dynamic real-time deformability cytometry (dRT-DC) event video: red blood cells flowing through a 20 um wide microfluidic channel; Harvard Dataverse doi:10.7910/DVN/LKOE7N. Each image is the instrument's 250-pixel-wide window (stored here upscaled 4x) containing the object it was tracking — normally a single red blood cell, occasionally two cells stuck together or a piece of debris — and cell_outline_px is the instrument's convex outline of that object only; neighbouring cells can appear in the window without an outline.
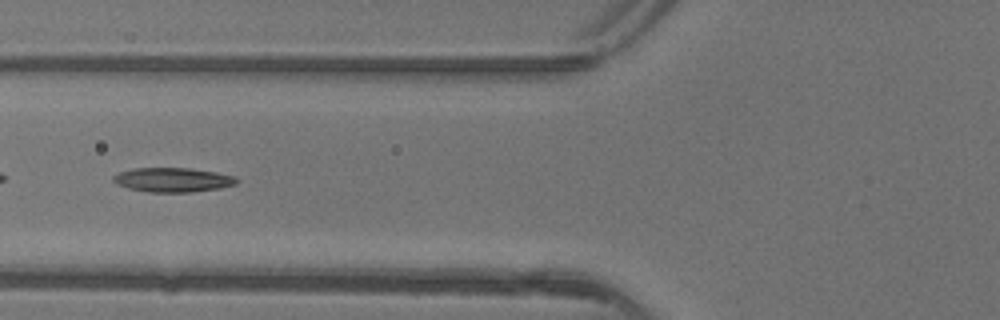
{"species": "common noctule bat (a hibernating species)", "species_latin": "Nyctalus noctula", "temperature_condition": "warm", "stored_images_in_passage": 6, "camera_frame_rate_fps": 3000, "um_per_image_px": 0.085, "animal": {"sex": "female"}, "frame": {"image": 1, "passage_image": 5, "time_ms": 1.333, "image_size_px": [1000, 320], "cell_outline_px": [[236, 184], [220, 188], [188, 192], [148, 192], [128, 188], [116, 184], [112, 180], [112, 176], [120, 172], [132, 168], [188, 168], [216, 172], [236, 176]], "centroid_in_image_um": [14.65, 15.28], "position_along_channel_um": 111.1, "area_um2": 17.46}}
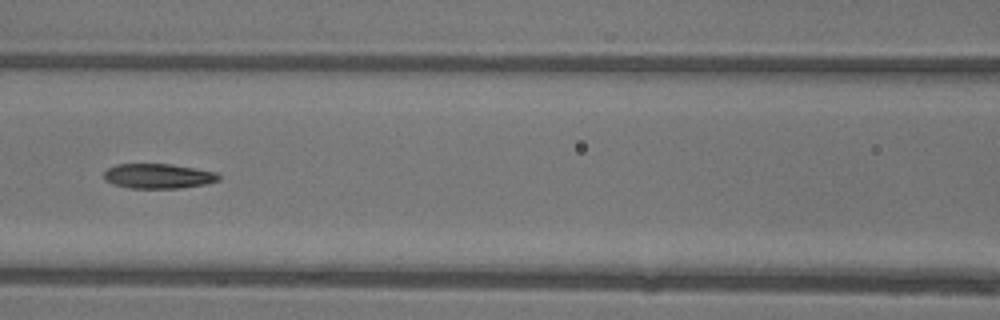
{"frame": {"image": 2, "passage_image": 6, "time_ms": 1.667, "image_size_px": [1000, 320], "cell_outline_px": [[220, 180], [204, 184], [180, 188], [128, 188], [112, 184], [104, 180], [104, 172], [108, 168], [116, 164], [168, 164], [216, 172], [220, 176]], "centroid_in_image_um": [13.4, 14.97], "position_along_channel_um": 153.2, "area_um2": 16.53}}